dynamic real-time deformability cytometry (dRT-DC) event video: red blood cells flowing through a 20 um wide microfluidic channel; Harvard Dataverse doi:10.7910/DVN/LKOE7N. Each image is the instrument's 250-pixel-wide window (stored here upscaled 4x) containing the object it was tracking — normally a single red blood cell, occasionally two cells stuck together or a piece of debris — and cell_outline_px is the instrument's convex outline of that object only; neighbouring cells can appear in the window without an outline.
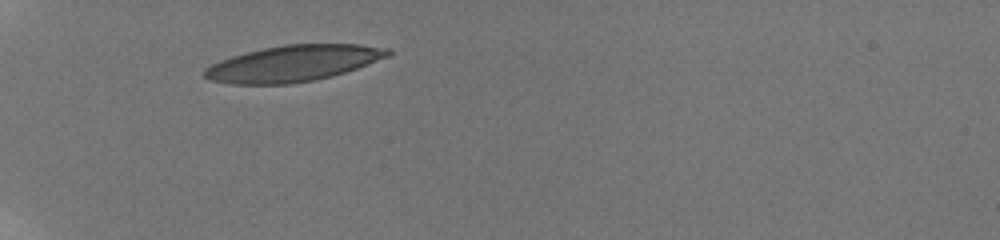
{"species": "human", "species_latin": "Homo sapiens", "temperature_condition": "room temperature", "stored_images_in_passage": 13, "camera_frame_rate_fps": 3000, "um_per_image_px": 0.085, "donor": {"sex": "male"}, "frame": {"image": 1, "passage_image": 1, "time_ms": 0.0, "image_size_px": [1000, 240], "cell_outline_px": [[392, 56], [332, 76], [316, 80], [288, 84], [232, 84], [208, 80], [200, 72], [204, 68], [220, 60], [232, 56], [264, 48], [284, 44], [360, 44], [388, 48], [392, 52]], "centroid_in_image_um": [24.92, 5.39], "position_along_channel_um": 60.1, "area_um2": 38.78}}